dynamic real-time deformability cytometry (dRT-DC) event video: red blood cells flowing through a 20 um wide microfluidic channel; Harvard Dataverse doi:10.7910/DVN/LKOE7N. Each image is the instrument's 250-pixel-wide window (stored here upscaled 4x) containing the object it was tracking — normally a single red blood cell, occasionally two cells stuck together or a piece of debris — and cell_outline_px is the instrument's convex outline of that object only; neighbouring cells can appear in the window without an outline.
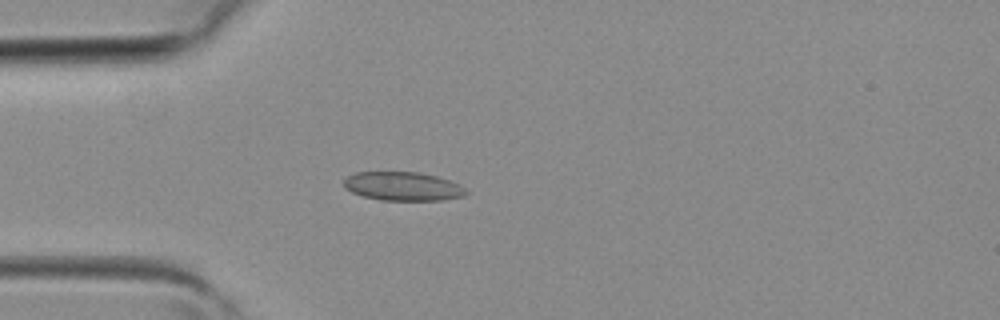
{"species": "common noctule bat (a hibernating species)", "species_latin": "Nyctalus noctula", "temperature_condition": "room temperature", "stored_images_in_passage": 3, "camera_frame_rate_fps": 3000, "um_per_image_px": 0.085, "animal": {"sex": "female", "body_mass_g": 19.3, "forearm_length_mm": 54.1}, "frame": {"image": 1, "passage_image": 3, "time_ms": 0.667, "image_size_px": [1000, 320], "cell_outline_px": [[468, 192], [464, 196], [444, 200], [380, 200], [364, 196], [352, 192], [344, 188], [344, 180], [348, 176], [356, 172], [420, 172], [436, 176], [460, 184]], "centroid_in_image_um": [34.25, 15.83], "position_along_channel_um": 50.7, "area_um2": 20.46}}